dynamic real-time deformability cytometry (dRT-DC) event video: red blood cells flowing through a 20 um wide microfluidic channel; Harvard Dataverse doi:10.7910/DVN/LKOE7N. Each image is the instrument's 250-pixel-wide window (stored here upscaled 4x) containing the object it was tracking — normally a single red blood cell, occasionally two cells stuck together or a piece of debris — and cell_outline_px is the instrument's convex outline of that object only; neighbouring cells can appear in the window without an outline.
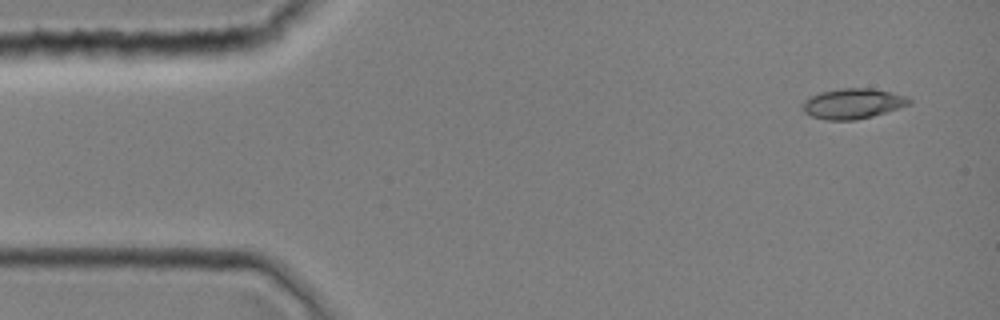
{"species": "common noctule bat (a hibernating species)", "species_latin": "Nyctalus noctula", "temperature_condition": "room temperature", "stored_images_in_passage": 1, "camera_frame_rate_fps": 3000, "um_per_image_px": 0.085, "animal": {"sex": "female", "body_mass_g": 19.0, "forearm_length_mm": 51.5}, "frame": {"image": 1, "passage_image": 1, "time_ms": 0.0, "image_size_px": [1000, 320], "cell_outline_px": [[912, 104], [872, 116], [856, 120], [828, 120], [812, 116], [804, 112], [804, 100], [820, 92], [840, 88], [872, 88], [904, 96], [912, 100]], "centroid_in_image_um": [72.5, 8.81], "position_along_channel_um": 12.5, "area_um2": 18.55}}